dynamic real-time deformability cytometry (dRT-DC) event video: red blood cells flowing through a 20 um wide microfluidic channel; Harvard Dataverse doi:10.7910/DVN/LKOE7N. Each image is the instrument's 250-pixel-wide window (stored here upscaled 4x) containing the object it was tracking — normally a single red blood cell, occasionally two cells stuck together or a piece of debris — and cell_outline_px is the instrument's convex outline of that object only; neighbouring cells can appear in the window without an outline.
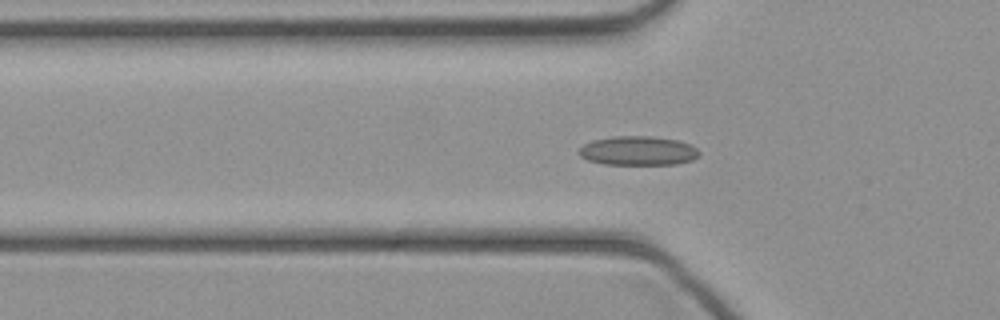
{"species": "common noctule bat (a hibernating species)", "species_latin": "Nyctalus noctula", "temperature_condition": "cold", "stored_images_in_passage": 41, "camera_frame_rate_fps": 3000, "um_per_image_px": 0.085, "animal": {"sex": "female", "body_mass_g": 21.9}, "frame": {"image": 1, "passage_image": 14, "time_ms": 4.333, "image_size_px": [1000, 320], "cell_outline_px": [[700, 156], [692, 160], [676, 164], [604, 164], [588, 160], [580, 156], [576, 152], [584, 144], [592, 140], [612, 136], [652, 136], [676, 140], [688, 144], [696, 148], [700, 152]], "centroid_in_image_um": [54.21, 12.81], "position_along_channel_um": 71.6, "area_um2": 20.46}}
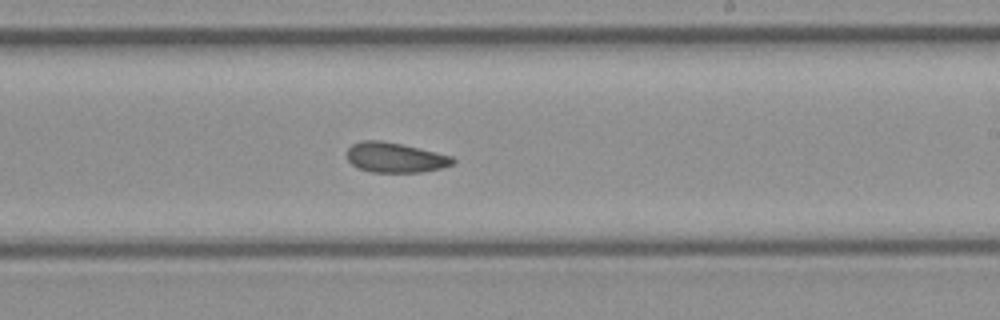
{"frame": {"image": 2, "passage_image": 26, "time_ms": 8.333, "image_size_px": [1000, 320], "cell_outline_px": [[456, 160], [452, 164], [440, 168], [420, 172], [372, 172], [360, 168], [352, 164], [348, 160], [348, 148], [352, 144], [360, 140], [380, 140], [400, 144], [436, 152], [452, 156]], "centroid_in_image_um": [33.58, 13.38], "position_along_channel_um": 255.4, "area_um2": 18.26}}
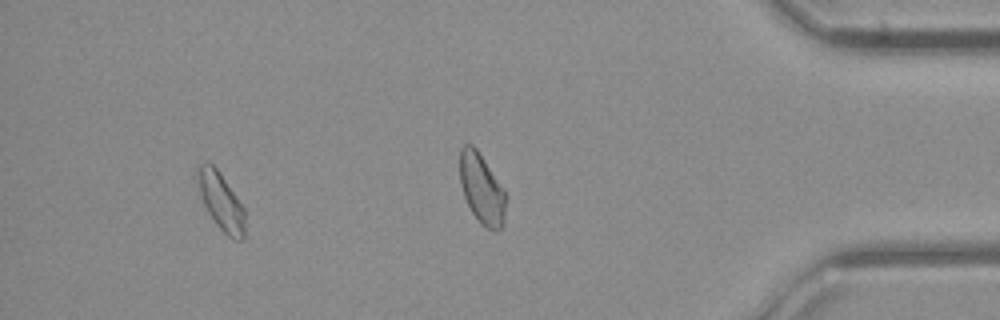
{"frame": {"image": 3, "passage_image": 37, "time_ms": 12.0, "image_size_px": [1000, 320], "cell_outline_px": [[244, 240], [232, 240], [216, 224], [208, 212], [204, 204], [200, 192], [196, 172], [196, 164], [204, 160], [208, 160], [216, 168], [244, 208]], "centroid_in_image_um": [18.75, 17.08], "position_along_channel_um": 416.4, "area_um2": 15.72}}